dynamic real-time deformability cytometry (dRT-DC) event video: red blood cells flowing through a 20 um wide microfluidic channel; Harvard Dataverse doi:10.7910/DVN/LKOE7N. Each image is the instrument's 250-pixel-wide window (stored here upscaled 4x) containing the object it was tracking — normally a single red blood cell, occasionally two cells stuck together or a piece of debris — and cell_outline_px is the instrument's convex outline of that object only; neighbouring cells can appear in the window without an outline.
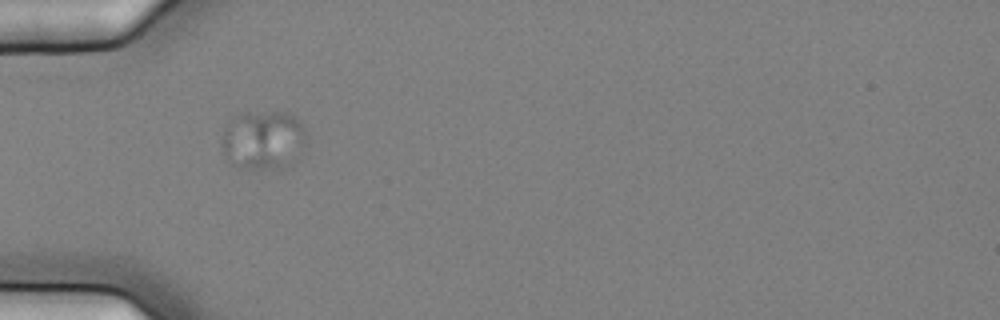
{"species": "common noctule bat (a hibernating species)", "species_latin": "Nyctalus noctula", "temperature_condition": "cold", "stored_images_in_passage": 40, "camera_frame_rate_fps": 3000, "um_per_image_px": 0.085, "animal": {"sex": "female", "body_mass_g": 25.1}, "frame": {"image": 1, "passage_image": 1, "time_ms": 0.0, "image_size_px": [1000, 320], "cell_outline_px": [[308, 136], [292, 168], [280, 172], [276, 172], [240, 168], [232, 164], [228, 160], [220, 144], [220, 136], [224, 128], [232, 116], [240, 112], [288, 112], [304, 128]], "centroid_in_image_um": [22.37, 11.97], "position_along_channel_um": 62.6, "area_um2": 30.58}}
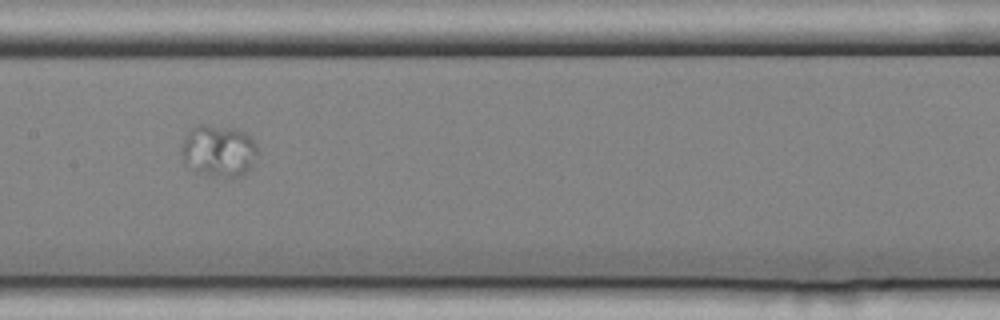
{"frame": {"image": 2, "passage_image": 12, "time_ms": 3.667, "image_size_px": [1000, 320], "cell_outline_px": [[260, 152], [252, 168], [244, 176], [232, 180], [228, 180], [208, 176], [196, 172], [184, 164], [180, 152], [180, 148], [184, 136], [192, 124], [208, 124], [236, 128], [244, 132], [256, 144]], "centroid_in_image_um": [18.58, 12.86], "position_along_channel_um": 188.8, "area_um2": 24.57}}
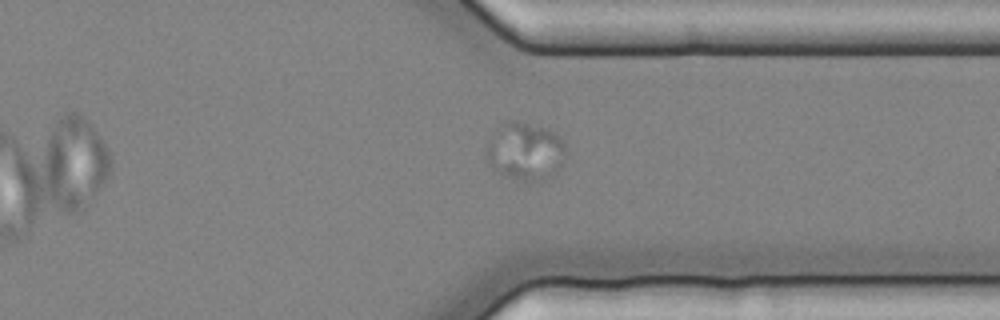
{"frame": {"image": 3, "passage_image": 27, "time_ms": 8.667, "image_size_px": [1000, 320], "cell_outline_px": [[568, 156], [556, 172], [552, 176], [544, 180], [524, 180], [504, 176], [492, 168], [488, 164], [484, 152], [496, 128], [512, 120], [516, 120], [548, 128], [564, 140], [568, 148]], "centroid_in_image_um": [44.69, 12.86], "position_along_channel_um": 366.7, "area_um2": 27.28}}